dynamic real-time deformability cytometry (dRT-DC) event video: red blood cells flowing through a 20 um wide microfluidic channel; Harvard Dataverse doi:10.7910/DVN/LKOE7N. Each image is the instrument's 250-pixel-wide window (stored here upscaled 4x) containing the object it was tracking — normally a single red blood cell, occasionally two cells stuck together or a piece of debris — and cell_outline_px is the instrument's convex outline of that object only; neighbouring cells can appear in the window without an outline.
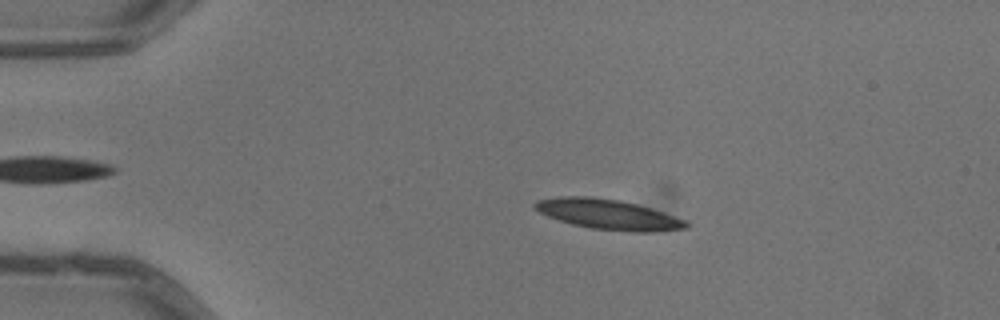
{"species": "common noctule bat (a hibernating species)", "species_latin": "Nyctalus noctula", "temperature_condition": "warm", "stored_images_in_passage": 3, "camera_frame_rate_fps": 3000, "um_per_image_px": 0.085, "animal": {"sex": "male", "body_mass_g": 13.3}, "frame": {"image": 1, "passage_image": 2, "time_ms": 0.333, "image_size_px": [1000, 320], "cell_outline_px": [[692, 224], [688, 228], [648, 232], [632, 232], [588, 228], [572, 224], [548, 216], [532, 208], [532, 204], [536, 200], [560, 196], [592, 196], [620, 200], [652, 208], [684, 220]], "centroid_in_image_um": [51.67, 18.22], "position_along_channel_um": 33.3, "area_um2": 26.7}}